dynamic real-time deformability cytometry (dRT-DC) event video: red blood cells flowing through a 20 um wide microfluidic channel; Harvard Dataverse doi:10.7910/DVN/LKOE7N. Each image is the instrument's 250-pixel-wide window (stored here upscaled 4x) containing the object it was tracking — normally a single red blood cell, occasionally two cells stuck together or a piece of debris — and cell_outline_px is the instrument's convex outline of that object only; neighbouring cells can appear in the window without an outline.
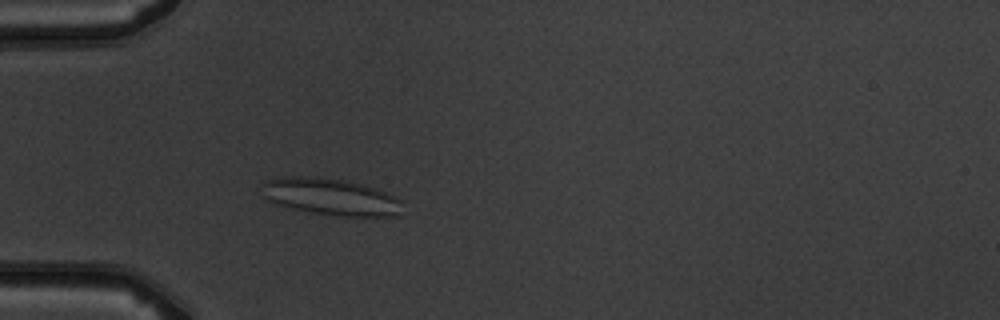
{"species": "common noctule bat (a hibernating species)", "species_latin": "Nyctalus noctula", "temperature_condition": "warm", "stored_images_in_passage": 3, "camera_frame_rate_fps": 3000, "um_per_image_px": 0.085, "animal": {"sex": "male", "body_mass_g": 19.5, "forearm_length_mm": 54.6}, "frame": {"image": 1, "passage_image": 3, "time_ms": 2.333, "image_size_px": [1000, 320], "cell_outline_px": [[404, 200], [400, 216], [344, 216], [312, 212], [280, 204], [268, 200], [264, 196], [260, 184], [264, 180], [280, 176], [304, 176], [344, 180], [364, 184], [388, 192]], "centroid_in_image_um": [28.17, 16.71], "position_along_channel_um": 56.8, "area_um2": 30.35}}